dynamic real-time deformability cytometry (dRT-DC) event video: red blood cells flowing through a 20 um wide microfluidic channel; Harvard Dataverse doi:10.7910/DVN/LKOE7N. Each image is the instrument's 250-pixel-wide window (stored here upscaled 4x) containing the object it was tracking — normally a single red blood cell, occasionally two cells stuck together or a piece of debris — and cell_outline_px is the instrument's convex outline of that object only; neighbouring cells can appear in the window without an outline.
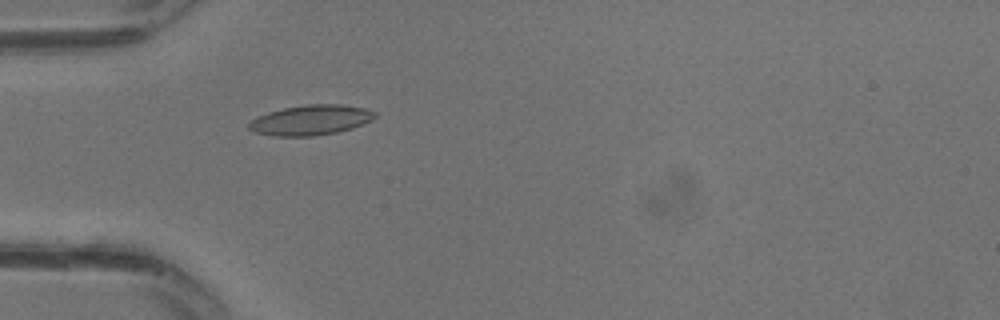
{"species": "common noctule bat (a hibernating species)", "species_latin": "Nyctalus noctula", "temperature_condition": "warm", "stored_images_in_passage": 12, "camera_frame_rate_fps": 3000, "um_per_image_px": 0.085, "animal": {"sex": "male", "body_mass_g": 13.3}, "frame": {"image": 1, "passage_image": 10, "time_ms": 3.0, "image_size_px": [1000, 320], "cell_outline_px": [[376, 116], [372, 120], [352, 128], [336, 132], [312, 136], [276, 136], [256, 132], [248, 128], [248, 124], [252, 120], [268, 112], [284, 108], [308, 104], [340, 104], [364, 108], [376, 112]], "centroid_in_image_um": [26.44, 10.2], "position_along_channel_um": 58.6, "area_um2": 21.85}}
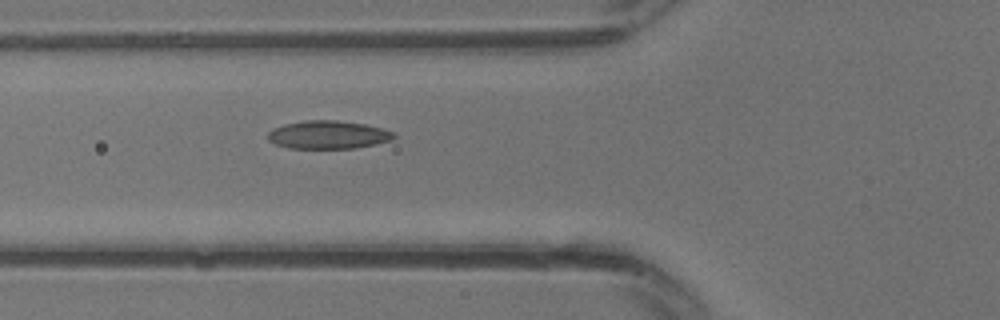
{"frame": {"image": 2, "passage_image": 12, "time_ms": 3.667, "image_size_px": [1000, 320], "cell_outline_px": [[396, 136], [392, 140], [376, 144], [356, 148], [288, 148], [276, 144], [268, 140], [268, 132], [272, 128], [284, 124], [304, 120], [336, 120], [364, 124], [380, 128], [392, 132]], "centroid_in_image_um": [27.86, 11.45], "position_along_channel_um": 97.9, "area_um2": 20.63}}